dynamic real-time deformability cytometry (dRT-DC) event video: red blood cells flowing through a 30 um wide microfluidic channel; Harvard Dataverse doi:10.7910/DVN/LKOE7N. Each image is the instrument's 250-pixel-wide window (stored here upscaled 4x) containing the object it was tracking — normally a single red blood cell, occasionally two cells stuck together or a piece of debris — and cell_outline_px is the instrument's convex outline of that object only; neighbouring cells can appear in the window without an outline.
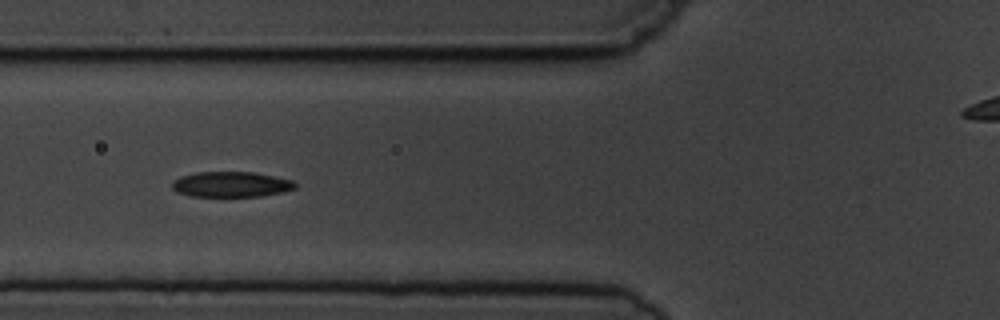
{"species": "common noctule bat (a hibernating species)", "species_latin": "Nyctalus noctula", "temperature_condition": "cold", "stored_images_in_passage": 11, "camera_frame_rate_fps": 3000, "um_per_image_px": 0.085, "animal": {"sex": "male", "body_mass_g": 19.5, "forearm_length_mm": 54.6}, "frame": {"image": 1, "passage_image": 6, "time_ms": 6.667, "image_size_px": [1000, 320], "cell_outline_px": [[296, 188], [284, 192], [260, 196], [192, 196], [176, 192], [172, 188], [172, 180], [180, 176], [196, 172], [252, 172], [292, 180], [296, 184]], "centroid_in_image_um": [19.61, 15.67], "position_along_channel_um": 106.2, "area_um2": 18.21}}
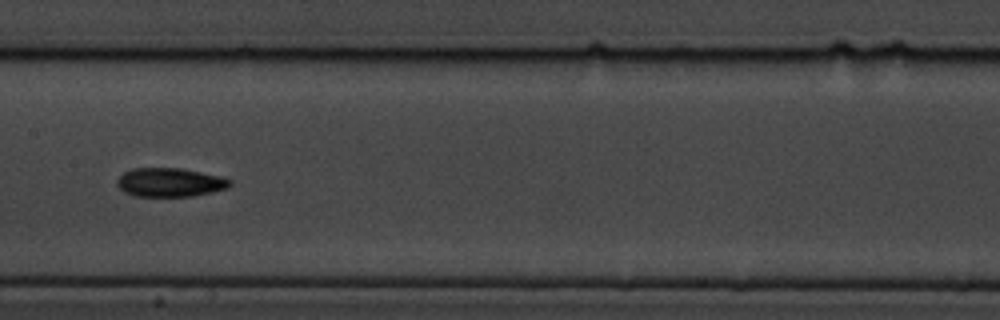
{"frame": {"image": 2, "passage_image": 8, "time_ms": 9.0, "image_size_px": [1000, 320], "cell_outline_px": [[232, 184], [228, 188], [212, 192], [192, 196], [136, 196], [124, 192], [116, 184], [116, 180], [124, 172], [132, 168], [180, 168], [220, 176], [232, 180]], "centroid_in_image_um": [14.44, 15.5], "position_along_channel_um": 193.0, "area_um2": 18.96}}
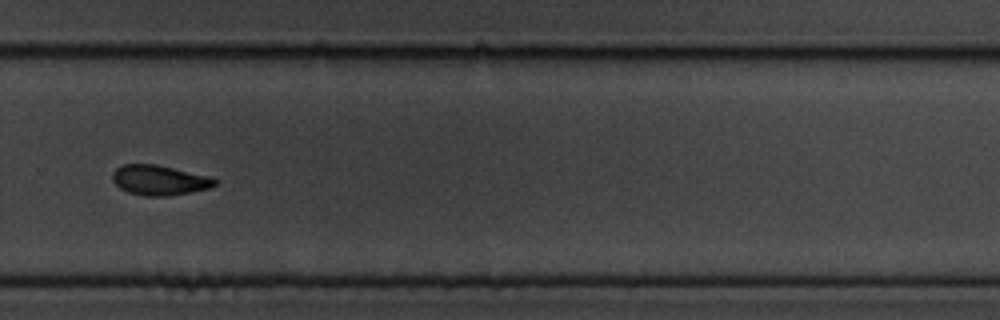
{"frame": {"image": 3, "passage_image": 11, "time_ms": 12.333, "image_size_px": [1000, 320], "cell_outline_px": [[216, 184], [208, 188], [168, 196], [144, 196], [128, 192], [120, 188], [112, 180], [112, 172], [120, 164], [156, 164], [212, 176], [216, 180]], "centroid_in_image_um": [13.52, 15.3], "position_along_channel_um": 316.3, "area_um2": 17.98}}